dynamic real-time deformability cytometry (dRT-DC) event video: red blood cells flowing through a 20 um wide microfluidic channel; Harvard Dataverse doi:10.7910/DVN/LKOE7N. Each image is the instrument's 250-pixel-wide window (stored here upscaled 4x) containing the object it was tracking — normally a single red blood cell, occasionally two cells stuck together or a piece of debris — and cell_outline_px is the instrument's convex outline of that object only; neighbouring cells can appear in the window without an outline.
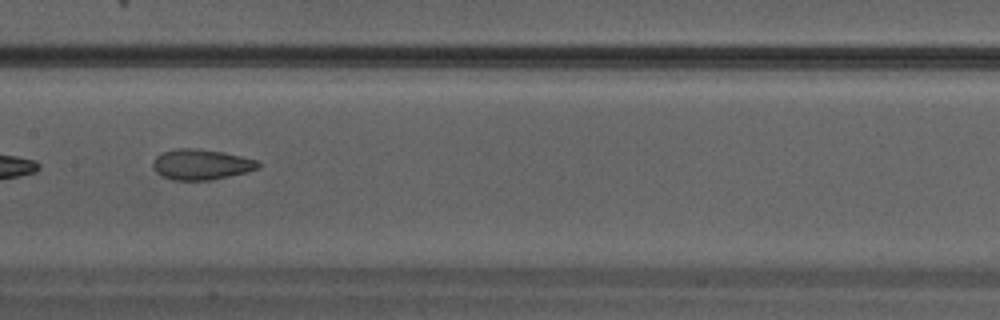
{"species": "Egyptian fruit bat (a non-hibernating species)", "species_latin": "Rousettus aegyptiacus", "temperature_condition": "warm", "stored_images_in_passage": 25, "camera_frame_rate_fps": 3000, "um_per_image_px": 0.085, "animal": {"sex": "male"}, "frame": {"image": 1, "passage_image": 8, "time_ms": 2.333, "image_size_px": [1000, 320], "cell_outline_px": [[260, 164], [256, 168], [244, 172], [228, 176], [208, 180], [172, 180], [160, 176], [152, 168], [152, 164], [156, 156], [164, 152], [180, 148], [196, 148], [224, 152], [256, 160]], "centroid_in_image_um": [17.03, 13.98], "position_along_channel_um": 190.4, "area_um2": 18.5}}